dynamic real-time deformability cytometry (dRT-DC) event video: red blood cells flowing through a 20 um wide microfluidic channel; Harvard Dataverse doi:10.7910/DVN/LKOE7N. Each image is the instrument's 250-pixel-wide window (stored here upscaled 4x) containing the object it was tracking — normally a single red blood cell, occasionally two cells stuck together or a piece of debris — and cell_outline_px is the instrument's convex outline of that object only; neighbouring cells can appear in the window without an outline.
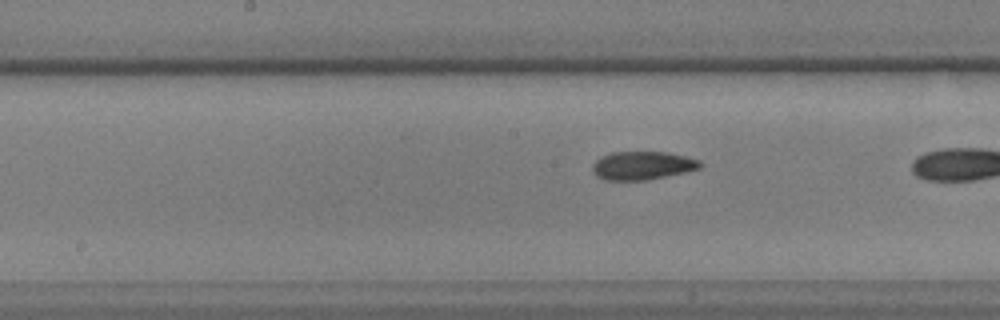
{"species": "common noctule bat (a hibernating species)", "species_latin": "Nyctalus noctula", "temperature_condition": "warm", "stored_images_in_passage": 35, "camera_frame_rate_fps": 3000, "um_per_image_px": 0.085, "animal": {"sex": "male", "body_mass_g": 17.9, "forearm_length_mm": 54.2}, "frame": {"image": 1, "passage_image": 26, "time_ms": 8.333, "image_size_px": [1000, 320], "cell_outline_px": [[704, 164], [700, 168], [684, 172], [644, 180], [604, 180], [596, 176], [592, 172], [592, 164], [600, 156], [612, 152], [668, 152], [700, 160]], "centroid_in_image_um": [54.57, 14.06], "position_along_channel_um": 193.6, "area_um2": 17.8}}